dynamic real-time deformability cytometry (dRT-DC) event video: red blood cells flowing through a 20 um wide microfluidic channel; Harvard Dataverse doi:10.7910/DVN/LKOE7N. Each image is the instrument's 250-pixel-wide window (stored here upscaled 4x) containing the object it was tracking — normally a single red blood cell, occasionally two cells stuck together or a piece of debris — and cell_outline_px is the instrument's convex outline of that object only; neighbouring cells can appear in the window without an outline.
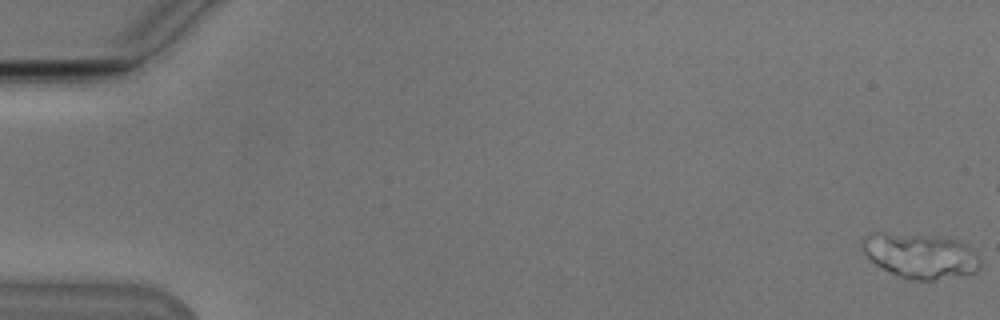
{"species": "Egyptian fruit bat (a non-hibernating species)", "species_latin": "Rousettus aegyptiacus", "temperature_condition": "cold", "stored_images_in_passage": 57, "camera_frame_rate_fps": 3000, "um_per_image_px": 0.085, "animal": {"sex": "male"}, "frame": {"image": 1, "passage_image": 1, "time_ms": 0.0, "image_size_px": [1000, 320], "cell_outline_px": [[980, 264], [976, 272], [932, 280], [912, 280], [900, 276], [876, 264], [860, 248], [860, 240], [864, 236], [872, 232], [884, 232], [924, 236], [960, 240], [980, 260]], "centroid_in_image_um": [78.16, 21.72], "position_along_channel_um": 6.8, "area_um2": 30.29}}
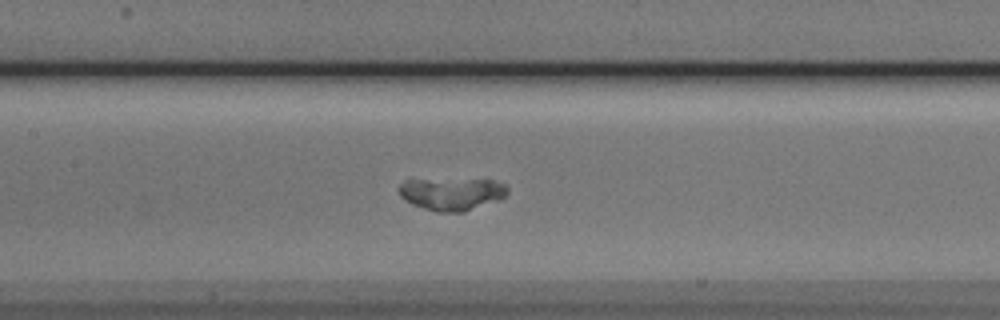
{"frame": {"image": 2, "passage_image": 27, "time_ms": 8.667, "image_size_px": [1000, 320], "cell_outline_px": [[508, 192], [500, 200], [464, 212], [436, 212], [412, 204], [404, 200], [400, 196], [396, 188], [400, 184], [408, 180], [492, 180], [504, 184], [508, 188]], "centroid_in_image_um": [38.39, 16.49], "position_along_channel_um": 169.0, "area_um2": 20.52}}
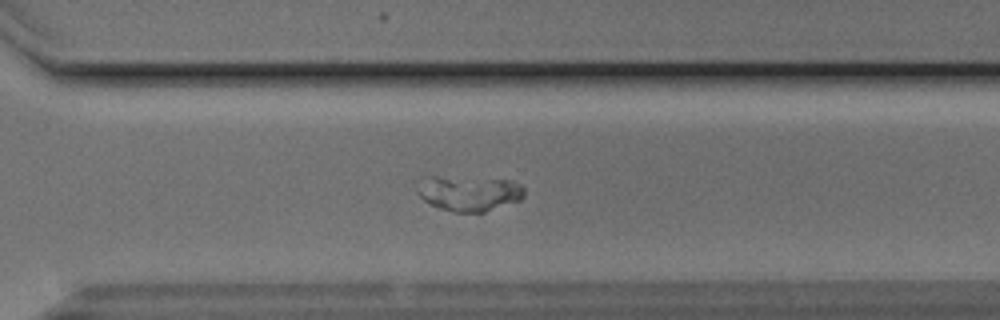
{"frame": {"image": 3, "passage_image": 40, "time_ms": 13.0, "image_size_px": [1000, 320], "cell_outline_px": [[524, 196], [520, 200], [484, 212], [452, 212], [440, 208], [424, 200], [416, 192], [428, 176], [436, 176], [508, 180], [520, 184], [524, 188]], "centroid_in_image_um": [39.91, 16.44], "position_along_channel_um": 330.7, "area_um2": 21.56}}